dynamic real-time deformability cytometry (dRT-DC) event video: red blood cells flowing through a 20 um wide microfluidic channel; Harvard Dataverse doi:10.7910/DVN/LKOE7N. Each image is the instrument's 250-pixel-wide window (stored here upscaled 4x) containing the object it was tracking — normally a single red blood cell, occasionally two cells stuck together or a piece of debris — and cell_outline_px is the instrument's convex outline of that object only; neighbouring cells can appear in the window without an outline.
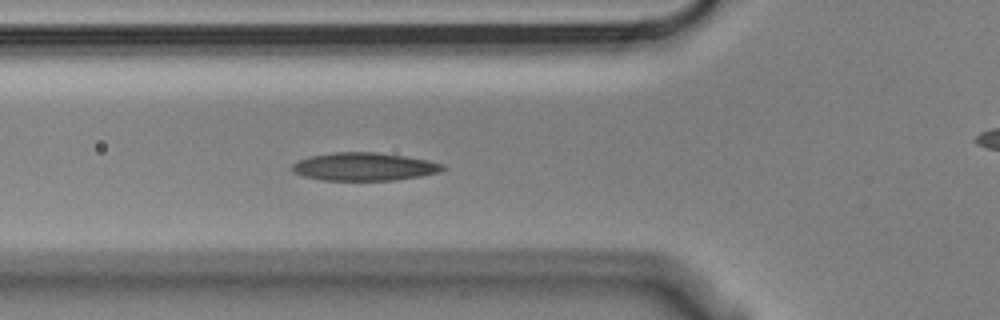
{"species": "Egyptian fruit bat (a non-hibernating species)", "species_latin": "Rousettus aegyptiacus", "temperature_condition": "cold", "stored_images_in_passage": 6, "camera_frame_rate_fps": 3000, "um_per_image_px": 0.085, "animal": {"sex": "male"}, "frame": {"image": 1, "passage_image": 5, "time_ms": 1.333, "image_size_px": [1000, 320], "cell_outline_px": [[448, 168], [440, 172], [420, 176], [396, 180], [320, 180], [304, 176], [296, 172], [292, 168], [292, 164], [300, 160], [312, 156], [332, 152], [376, 152], [404, 156], [428, 160], [444, 164]], "centroid_in_image_um": [31.01, 14.16], "position_along_channel_um": 94.8, "area_um2": 24.51}}